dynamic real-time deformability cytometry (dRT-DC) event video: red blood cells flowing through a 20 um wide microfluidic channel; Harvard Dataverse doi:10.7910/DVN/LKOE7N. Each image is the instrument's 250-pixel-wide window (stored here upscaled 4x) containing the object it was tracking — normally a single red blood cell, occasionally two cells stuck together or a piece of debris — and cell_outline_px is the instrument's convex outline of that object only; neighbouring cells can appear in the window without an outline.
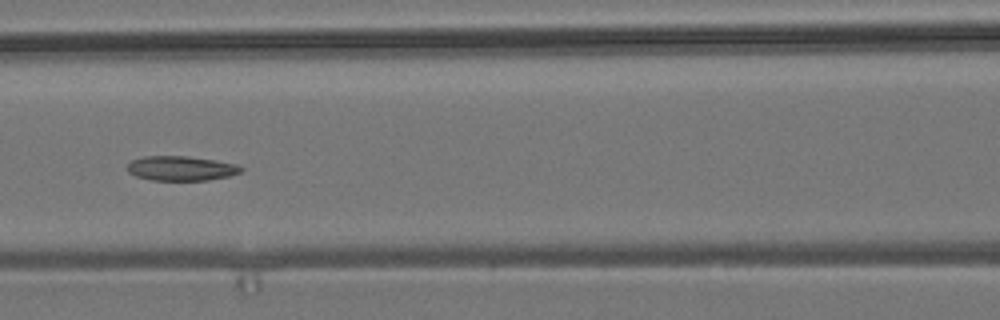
{"species": "common noctule bat (a hibernating species)", "species_latin": "Nyctalus noctula", "temperature_condition": "room temperature", "stored_images_in_passage": 8, "camera_frame_rate_fps": 3000, "um_per_image_px": 0.085, "animal": {"sex": "male", "body_mass_g": 19.2, "forearm_length_mm": 51.8}, "frame": {"image": 1, "passage_image": 8, "time_ms": 2.333, "image_size_px": [1000, 320], "cell_outline_px": [[244, 168], [240, 172], [228, 176], [208, 180], [152, 180], [136, 176], [128, 172], [128, 164], [132, 160], [144, 156], [188, 156], [236, 164]], "centroid_in_image_um": [15.37, 14.31], "position_along_channel_um": 151.2, "area_um2": 16.13}}